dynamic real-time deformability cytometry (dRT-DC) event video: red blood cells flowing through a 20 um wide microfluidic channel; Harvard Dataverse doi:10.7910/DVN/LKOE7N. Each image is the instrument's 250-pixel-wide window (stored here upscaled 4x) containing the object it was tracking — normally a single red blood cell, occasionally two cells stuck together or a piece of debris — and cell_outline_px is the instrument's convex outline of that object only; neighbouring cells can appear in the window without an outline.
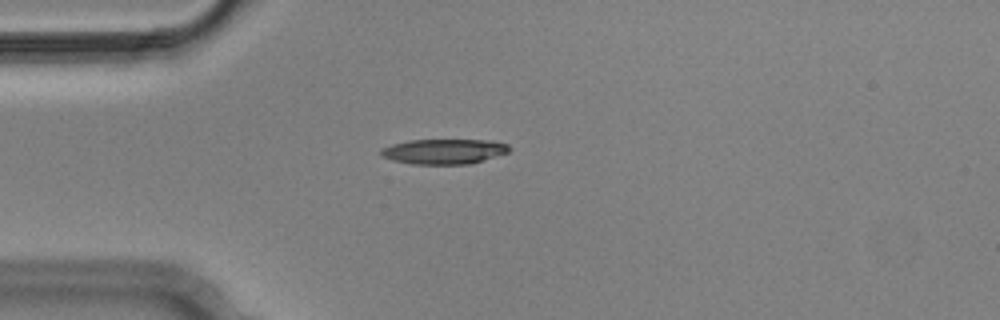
{"species": "Egyptian fruit bat (a non-hibernating species)", "species_latin": "Rousettus aegyptiacus", "temperature_condition": "cold", "stored_images_in_passage": 2, "camera_frame_rate_fps": 3000, "um_per_image_px": 0.085, "animal": {"sex": "male"}, "frame": {"image": 1, "passage_image": 2, "time_ms": 0.333, "image_size_px": [1000, 320], "cell_outline_px": [[512, 148], [508, 152], [468, 164], [412, 164], [392, 160], [380, 156], [380, 152], [384, 148], [392, 144], [408, 140], [488, 140], [508, 144]], "centroid_in_image_um": [37.72, 12.87], "position_along_channel_um": 47.3, "area_um2": 18.61}}